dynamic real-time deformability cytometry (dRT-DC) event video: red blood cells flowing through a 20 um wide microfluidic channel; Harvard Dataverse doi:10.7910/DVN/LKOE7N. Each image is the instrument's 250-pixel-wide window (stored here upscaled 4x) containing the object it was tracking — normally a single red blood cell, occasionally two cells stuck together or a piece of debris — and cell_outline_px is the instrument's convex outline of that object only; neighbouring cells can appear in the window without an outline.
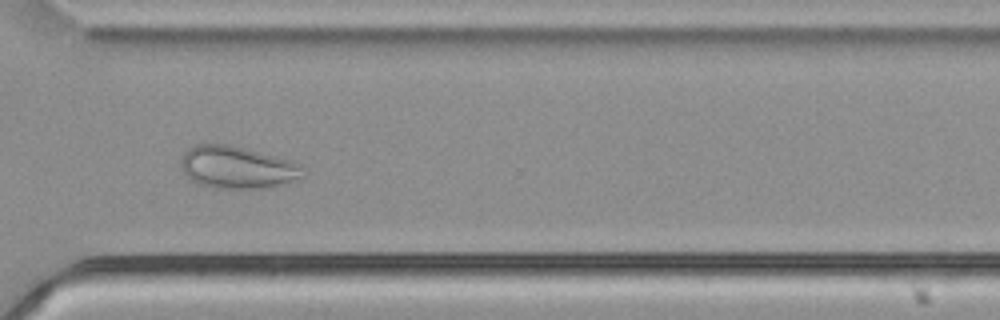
{"species": "common noctule bat (a hibernating species)", "species_latin": "Nyctalus noctula", "temperature_condition": "cold", "stored_images_in_passage": 54, "camera_frame_rate_fps": 3000, "um_per_image_px": 0.085, "animal": {"sex": "male", "body_mass_g": 21.5, "forearm_length_mm": 52.0}, "frame": {"image": 1, "passage_image": 39, "time_ms": 12.667, "image_size_px": [1000, 320], "cell_outline_px": [[304, 176], [284, 184], [268, 188], [216, 188], [200, 184], [192, 180], [184, 172], [180, 164], [180, 160], [184, 152], [188, 148], [196, 144], [228, 144], [292, 160], [300, 164], [304, 168]], "centroid_in_image_um": [20.18, 14.22], "position_along_channel_um": 350.4, "area_um2": 30.17}}